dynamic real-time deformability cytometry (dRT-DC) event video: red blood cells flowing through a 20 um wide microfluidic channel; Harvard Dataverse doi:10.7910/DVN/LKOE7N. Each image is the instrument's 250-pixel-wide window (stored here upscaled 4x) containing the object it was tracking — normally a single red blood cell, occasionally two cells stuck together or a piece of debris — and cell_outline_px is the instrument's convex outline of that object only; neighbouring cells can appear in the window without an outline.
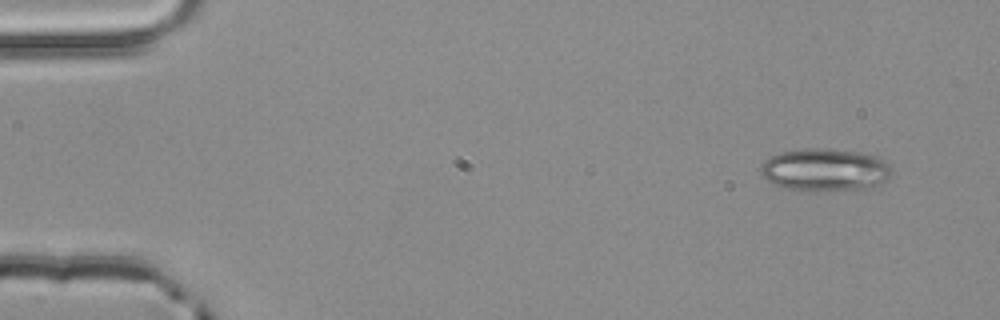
{"species": "common noctule bat (a hibernating species)", "species_latin": "Nyctalus noctula", "temperature_condition": "room temperature", "stored_images_in_passage": 3, "camera_frame_rate_fps": 3000, "um_per_image_px": 0.085, "animal": {"sex": "male", "body_mass_g": 20.4}, "frame": {"image": 1, "passage_image": 1, "time_ms": 0.0, "image_size_px": [1000, 320], "cell_outline_px": [[888, 176], [876, 188], [788, 188], [776, 184], [768, 180], [760, 172], [760, 168], [764, 160], [772, 156], [784, 152], [804, 148], [820, 148], [860, 152], [876, 156], [884, 160], [888, 164]], "centroid_in_image_um": [70.12, 14.38], "position_along_channel_um": 14.9, "area_um2": 31.15}}